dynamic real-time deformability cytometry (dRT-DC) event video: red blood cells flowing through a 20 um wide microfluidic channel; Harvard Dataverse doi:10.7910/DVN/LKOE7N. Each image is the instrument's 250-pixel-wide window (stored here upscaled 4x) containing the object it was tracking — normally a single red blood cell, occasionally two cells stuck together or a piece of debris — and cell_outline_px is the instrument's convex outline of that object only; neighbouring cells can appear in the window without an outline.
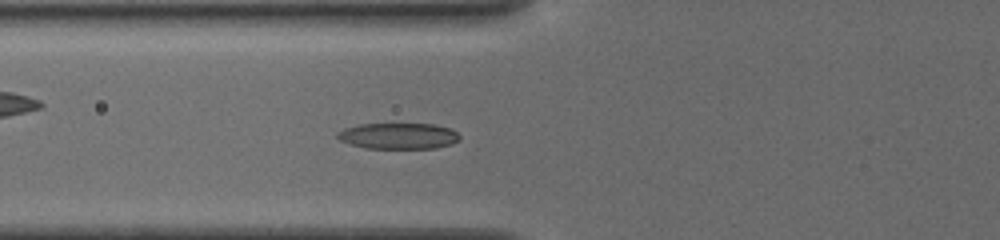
{"species": "common noctule bat (a hibernating species)", "species_latin": "Nyctalus noctula", "temperature_condition": "cold", "stored_images_in_passage": 39, "camera_frame_rate_fps": 3000, "um_per_image_px": 0.085, "animal": {"sex": "female", "body_mass_g": 19.5, "forearm_length_mm": 54.1}, "frame": {"image": 1, "passage_image": 7, "time_ms": 2.0, "image_size_px": [1000, 240], "cell_outline_px": [[460, 140], [452, 144], [436, 148], [364, 148], [340, 140], [336, 136], [336, 132], [344, 128], [360, 124], [432, 124], [452, 128], [460, 136]], "centroid_in_image_um": [33.88, 11.55], "position_along_channel_um": 91.9, "area_um2": 18.61}}
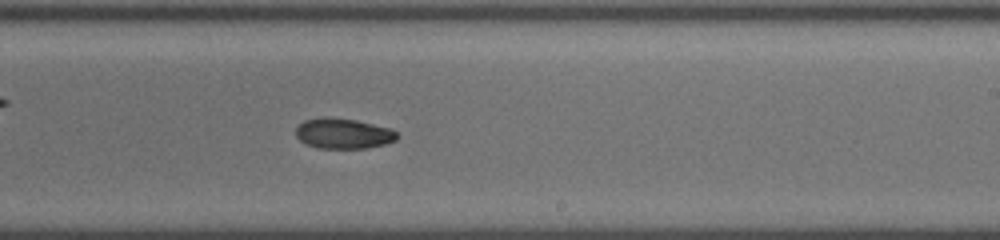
{"frame": {"image": 2, "passage_image": 20, "time_ms": 6.333, "image_size_px": [1000, 240], "cell_outline_px": [[400, 136], [396, 140], [384, 144], [368, 148], [316, 148], [304, 144], [296, 136], [296, 128], [304, 120], [328, 116], [356, 120], [392, 128]], "centroid_in_image_um": [29.19, 11.35], "position_along_channel_um": 259.8, "area_um2": 18.15}}
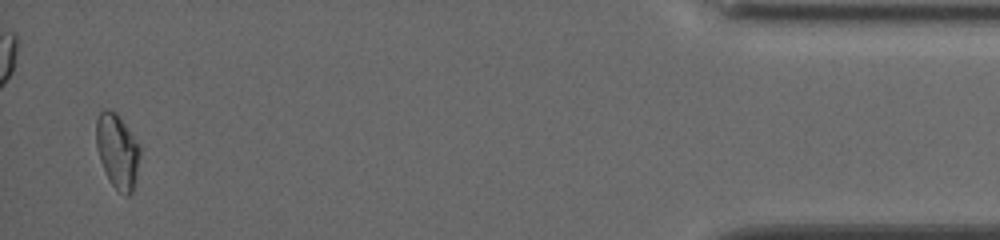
{"frame": {"image": 3, "passage_image": 38, "time_ms": 12.333, "image_size_px": [1000, 240], "cell_outline_px": [[140, 152], [132, 192], [128, 196], [124, 196], [112, 184], [100, 160], [96, 148], [96, 120], [100, 112], [104, 108], [108, 108], [116, 112], [140, 144]], "centroid_in_image_um": [9.97, 12.79], "position_along_channel_um": 425.2, "area_um2": 18.84}, "authors_computed_cell_mechanics": {"area_um2": 18.3226, "velocity_mm_per_s": 3.873, "shape_relaxation_time_tau1_ms": 7.0018, "shape_relaxation_time_tau2_ms": null, "deformation_change_tau1": 0.1765, "deformation_change_tau2": null}}